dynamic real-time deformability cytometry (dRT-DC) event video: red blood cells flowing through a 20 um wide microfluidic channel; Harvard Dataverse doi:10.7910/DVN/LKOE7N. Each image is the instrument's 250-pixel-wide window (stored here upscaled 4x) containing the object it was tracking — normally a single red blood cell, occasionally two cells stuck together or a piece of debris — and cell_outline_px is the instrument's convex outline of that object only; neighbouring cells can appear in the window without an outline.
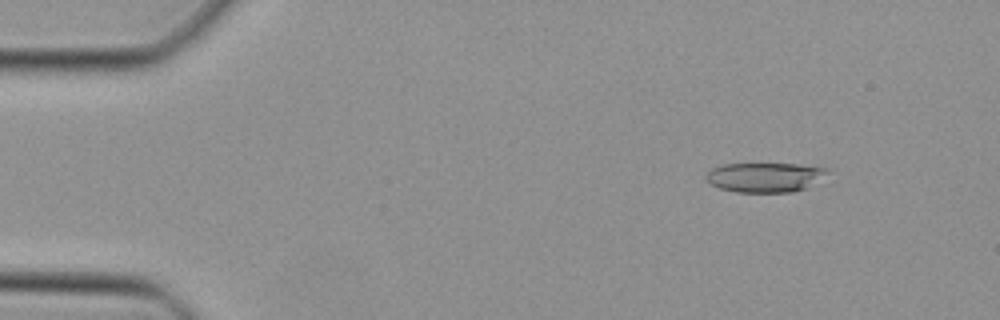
{"species": "Egyptian fruit bat (a non-hibernating species)", "species_latin": "Rousettus aegyptiacus", "temperature_condition": "cold", "stored_images_in_passage": 47, "camera_frame_rate_fps": 3000, "um_per_image_px": 0.085, "animal": {"sex": "female"}, "frame": {"image": 1, "passage_image": 6, "time_ms": 1.667, "image_size_px": [1000, 320], "cell_outline_px": [[832, 172], [804, 188], [792, 192], [736, 192], [720, 188], [712, 184], [704, 176], [712, 168], [724, 164], [796, 164], [828, 168]], "centroid_in_image_um": [65.03, 15.06], "position_along_channel_um": 20.0, "area_um2": 20.75}}
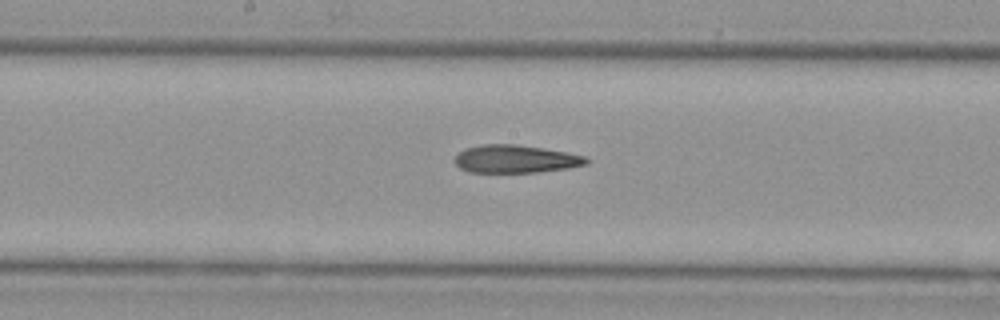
{"frame": {"image": 2, "passage_image": 25, "time_ms": 8.0, "image_size_px": [1000, 320], "cell_outline_px": [[588, 164], [568, 168], [536, 172], [468, 172], [460, 168], [452, 160], [464, 148], [484, 144], [516, 144], [568, 152], [584, 156], [588, 160]], "centroid_in_image_um": [43.8, 13.51], "position_along_channel_um": 204.4, "area_um2": 21.39}}
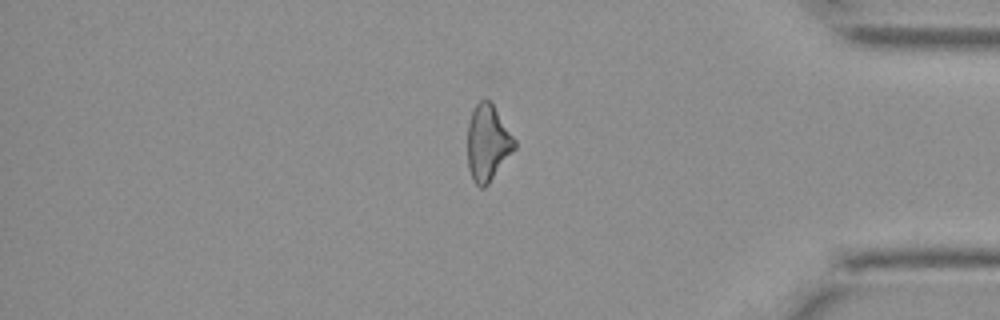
{"frame": {"image": 3, "passage_image": 40, "time_ms": 13.0, "image_size_px": [1000, 320], "cell_outline_px": [[516, 148], [488, 184], [484, 188], [480, 188], [472, 180], [468, 168], [468, 124], [472, 108], [484, 96], [492, 104], [516, 140]], "centroid_in_image_um": [41.44, 12.15], "position_along_channel_um": 393.8, "area_um2": 20.92}}